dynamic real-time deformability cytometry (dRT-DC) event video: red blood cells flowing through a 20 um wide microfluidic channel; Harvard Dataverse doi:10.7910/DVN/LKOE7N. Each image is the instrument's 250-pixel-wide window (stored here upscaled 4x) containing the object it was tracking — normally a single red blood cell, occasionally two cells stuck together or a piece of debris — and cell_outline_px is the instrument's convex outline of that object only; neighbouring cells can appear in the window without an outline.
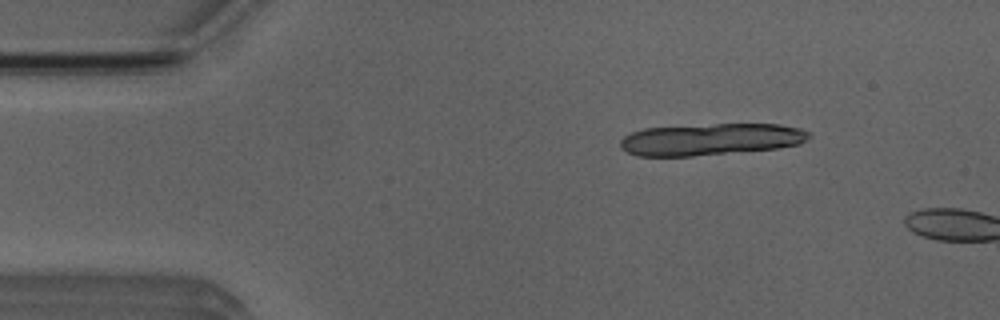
{"species": "Egyptian fruit bat (a non-hibernating species)", "species_latin": "Rousettus aegyptiacus", "temperature_condition": "room temperature", "stored_images_in_passage": 2, "camera_frame_rate_fps": 3000, "um_per_image_px": 0.085, "animal": {"sex": "male"}, "frame": {"image": 1, "passage_image": 1, "time_ms": 0.0, "image_size_px": [1000, 320], "cell_outline_px": [[812, 136], [808, 140], [800, 144], [776, 148], [692, 156], [636, 156], [620, 148], [620, 140], [624, 136], [632, 132], [644, 128], [716, 124], [780, 124], [800, 128], [808, 132]], "centroid_in_image_um": [60.42, 11.84], "position_along_channel_um": 24.6, "area_um2": 34.97}}